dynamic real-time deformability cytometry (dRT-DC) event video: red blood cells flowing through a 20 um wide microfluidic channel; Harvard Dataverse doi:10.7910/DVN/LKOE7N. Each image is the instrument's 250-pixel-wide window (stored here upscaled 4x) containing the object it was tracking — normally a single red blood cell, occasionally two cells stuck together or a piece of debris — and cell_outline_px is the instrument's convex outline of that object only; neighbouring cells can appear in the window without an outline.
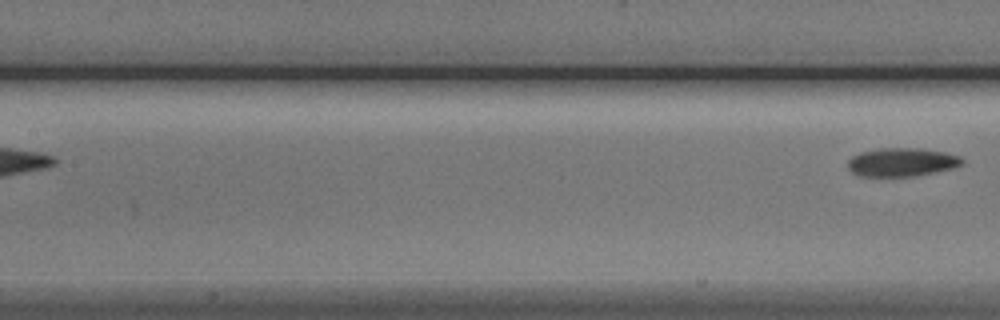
{"species": "Egyptian fruit bat (a non-hibernating species)", "species_latin": "Rousettus aegyptiacus", "temperature_condition": "cold", "stored_images_in_passage": 4, "segment_of_instrument_passage": [2, 2], "camera_frame_rate_fps": 3000, "um_per_image_px": 0.085, "animal": {"sex": "male"}, "frame": {"image": 1, "passage_image": 4, "time_ms": 3.667, "image_size_px": [1000, 320], "cell_outline_px": [[964, 164], [952, 168], [936, 172], [916, 176], [860, 176], [852, 172], [848, 168], [848, 160], [852, 156], [860, 152], [880, 148], [920, 148], [944, 152], [960, 156], [964, 160]], "centroid_in_image_um": [76.66, 13.78], "position_along_channel_um": 130.7, "area_um2": 19.07}}